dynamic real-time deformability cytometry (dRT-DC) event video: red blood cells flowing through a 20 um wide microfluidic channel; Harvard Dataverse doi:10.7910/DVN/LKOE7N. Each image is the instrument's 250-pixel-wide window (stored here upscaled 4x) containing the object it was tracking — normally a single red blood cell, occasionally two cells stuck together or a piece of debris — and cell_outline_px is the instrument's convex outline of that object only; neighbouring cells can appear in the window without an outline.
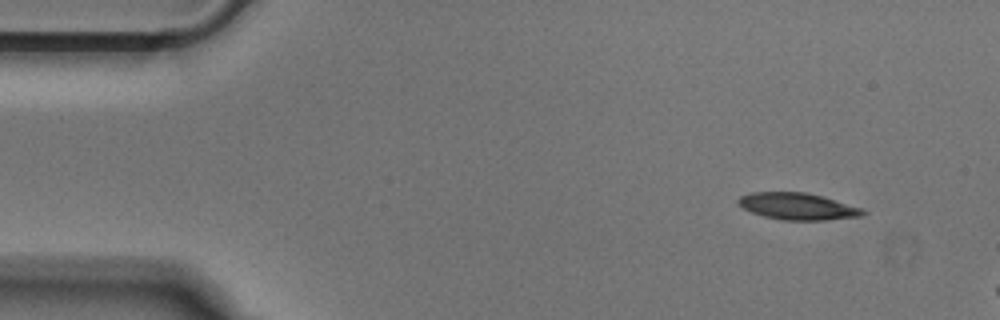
{"species": "Egyptian fruit bat (a non-hibernating species)", "species_latin": "Rousettus aegyptiacus", "temperature_condition": "cold", "stored_images_in_passage": 7, "camera_frame_rate_fps": 3000, "um_per_image_px": 0.085, "animal": {"sex": "male"}, "frame": {"image": 1, "passage_image": 1, "time_ms": 0.0, "image_size_px": [1000, 320], "cell_outline_px": [[868, 212], [860, 216], [828, 220], [780, 220], [764, 216], [752, 212], [736, 204], [736, 200], [740, 196], [752, 192], [804, 192], [824, 196], [864, 208]], "centroid_in_image_um": [67.82, 17.53], "position_along_channel_um": 17.2, "area_um2": 19.71}}